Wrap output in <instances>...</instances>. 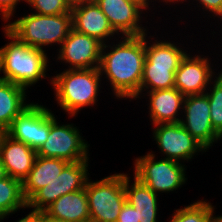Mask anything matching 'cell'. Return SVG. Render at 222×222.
<instances>
[{
    "mask_svg": "<svg viewBox=\"0 0 222 222\" xmlns=\"http://www.w3.org/2000/svg\"><path fill=\"white\" fill-rule=\"evenodd\" d=\"M111 48L107 53V48ZM106 49V50H105ZM145 61V34L124 36L116 45L103 44L100 74L106 75L113 94L118 98L134 99L140 96Z\"/></svg>",
    "mask_w": 222,
    "mask_h": 222,
    "instance_id": "6da1fadb",
    "label": "cell"
},
{
    "mask_svg": "<svg viewBox=\"0 0 222 222\" xmlns=\"http://www.w3.org/2000/svg\"><path fill=\"white\" fill-rule=\"evenodd\" d=\"M3 28L4 35L12 41L0 48V72L4 74L0 79L27 89L46 78L48 57L45 50L20 42Z\"/></svg>",
    "mask_w": 222,
    "mask_h": 222,
    "instance_id": "7a4b0ae2",
    "label": "cell"
},
{
    "mask_svg": "<svg viewBox=\"0 0 222 222\" xmlns=\"http://www.w3.org/2000/svg\"><path fill=\"white\" fill-rule=\"evenodd\" d=\"M101 77L99 68H68L57 74L51 80L57 103L71 117L83 107L94 106L100 91Z\"/></svg>",
    "mask_w": 222,
    "mask_h": 222,
    "instance_id": "3957f363",
    "label": "cell"
},
{
    "mask_svg": "<svg viewBox=\"0 0 222 222\" xmlns=\"http://www.w3.org/2000/svg\"><path fill=\"white\" fill-rule=\"evenodd\" d=\"M20 42L44 50V46H60L73 28L72 13L41 15L31 13L4 25Z\"/></svg>",
    "mask_w": 222,
    "mask_h": 222,
    "instance_id": "277c9868",
    "label": "cell"
},
{
    "mask_svg": "<svg viewBox=\"0 0 222 222\" xmlns=\"http://www.w3.org/2000/svg\"><path fill=\"white\" fill-rule=\"evenodd\" d=\"M147 35L145 34V61L140 94L145 90L174 88L175 72L187 53L170 41L155 40L149 46Z\"/></svg>",
    "mask_w": 222,
    "mask_h": 222,
    "instance_id": "5b68a950",
    "label": "cell"
},
{
    "mask_svg": "<svg viewBox=\"0 0 222 222\" xmlns=\"http://www.w3.org/2000/svg\"><path fill=\"white\" fill-rule=\"evenodd\" d=\"M90 222H117L127 201L124 188V173L104 177L86 184Z\"/></svg>",
    "mask_w": 222,
    "mask_h": 222,
    "instance_id": "8992f818",
    "label": "cell"
},
{
    "mask_svg": "<svg viewBox=\"0 0 222 222\" xmlns=\"http://www.w3.org/2000/svg\"><path fill=\"white\" fill-rule=\"evenodd\" d=\"M134 163L133 176L156 194L176 191L186 183L185 165L178 161L165 158L156 161L155 154L148 152L136 158Z\"/></svg>",
    "mask_w": 222,
    "mask_h": 222,
    "instance_id": "52a82bcc",
    "label": "cell"
},
{
    "mask_svg": "<svg viewBox=\"0 0 222 222\" xmlns=\"http://www.w3.org/2000/svg\"><path fill=\"white\" fill-rule=\"evenodd\" d=\"M89 144L73 124H58L50 110V131L47 140L37 151L38 156L58 158L69 163L89 160Z\"/></svg>",
    "mask_w": 222,
    "mask_h": 222,
    "instance_id": "ba28073f",
    "label": "cell"
},
{
    "mask_svg": "<svg viewBox=\"0 0 222 222\" xmlns=\"http://www.w3.org/2000/svg\"><path fill=\"white\" fill-rule=\"evenodd\" d=\"M88 163V160L69 163L55 180L27 201V208L44 211L62 195L85 189L89 180Z\"/></svg>",
    "mask_w": 222,
    "mask_h": 222,
    "instance_id": "9c48e42d",
    "label": "cell"
},
{
    "mask_svg": "<svg viewBox=\"0 0 222 222\" xmlns=\"http://www.w3.org/2000/svg\"><path fill=\"white\" fill-rule=\"evenodd\" d=\"M50 131V109L30 103L12 122L7 135L38 151Z\"/></svg>",
    "mask_w": 222,
    "mask_h": 222,
    "instance_id": "30bf717a",
    "label": "cell"
},
{
    "mask_svg": "<svg viewBox=\"0 0 222 222\" xmlns=\"http://www.w3.org/2000/svg\"><path fill=\"white\" fill-rule=\"evenodd\" d=\"M154 126L153 136L160 151L166 155L165 159L188 161L197 152L207 151L180 122Z\"/></svg>",
    "mask_w": 222,
    "mask_h": 222,
    "instance_id": "8fae6325",
    "label": "cell"
},
{
    "mask_svg": "<svg viewBox=\"0 0 222 222\" xmlns=\"http://www.w3.org/2000/svg\"><path fill=\"white\" fill-rule=\"evenodd\" d=\"M183 110L186 116L180 124L207 150L221 136L213 129L210 118V105L207 94L187 95L184 98Z\"/></svg>",
    "mask_w": 222,
    "mask_h": 222,
    "instance_id": "7c38bea8",
    "label": "cell"
},
{
    "mask_svg": "<svg viewBox=\"0 0 222 222\" xmlns=\"http://www.w3.org/2000/svg\"><path fill=\"white\" fill-rule=\"evenodd\" d=\"M103 43L73 28L59 48L57 60L69 64V69L99 68Z\"/></svg>",
    "mask_w": 222,
    "mask_h": 222,
    "instance_id": "4fadbf2b",
    "label": "cell"
},
{
    "mask_svg": "<svg viewBox=\"0 0 222 222\" xmlns=\"http://www.w3.org/2000/svg\"><path fill=\"white\" fill-rule=\"evenodd\" d=\"M96 4L109 20L114 31L123 36H141L146 33L141 17L146 7L139 0H96ZM140 22V23H139Z\"/></svg>",
    "mask_w": 222,
    "mask_h": 222,
    "instance_id": "5bb4252c",
    "label": "cell"
},
{
    "mask_svg": "<svg viewBox=\"0 0 222 222\" xmlns=\"http://www.w3.org/2000/svg\"><path fill=\"white\" fill-rule=\"evenodd\" d=\"M189 56V54L185 55L175 72L174 87L184 96L204 94L206 90H209L207 87L212 84V76L213 74L215 76V73L207 57Z\"/></svg>",
    "mask_w": 222,
    "mask_h": 222,
    "instance_id": "9a60e30c",
    "label": "cell"
},
{
    "mask_svg": "<svg viewBox=\"0 0 222 222\" xmlns=\"http://www.w3.org/2000/svg\"><path fill=\"white\" fill-rule=\"evenodd\" d=\"M71 13L74 30L94 37L103 44L117 34L96 2L72 7Z\"/></svg>",
    "mask_w": 222,
    "mask_h": 222,
    "instance_id": "2e32d148",
    "label": "cell"
},
{
    "mask_svg": "<svg viewBox=\"0 0 222 222\" xmlns=\"http://www.w3.org/2000/svg\"><path fill=\"white\" fill-rule=\"evenodd\" d=\"M37 151L23 142L6 135L1 147L0 159L5 172L11 178L23 182L33 168Z\"/></svg>",
    "mask_w": 222,
    "mask_h": 222,
    "instance_id": "e0dca14e",
    "label": "cell"
},
{
    "mask_svg": "<svg viewBox=\"0 0 222 222\" xmlns=\"http://www.w3.org/2000/svg\"><path fill=\"white\" fill-rule=\"evenodd\" d=\"M149 96V114L153 125L177 123L181 119L178 113L183 109L185 96L175 87L171 89L147 91Z\"/></svg>",
    "mask_w": 222,
    "mask_h": 222,
    "instance_id": "ac0fdd59",
    "label": "cell"
},
{
    "mask_svg": "<svg viewBox=\"0 0 222 222\" xmlns=\"http://www.w3.org/2000/svg\"><path fill=\"white\" fill-rule=\"evenodd\" d=\"M44 213L50 218L66 222H90L86 189L62 195Z\"/></svg>",
    "mask_w": 222,
    "mask_h": 222,
    "instance_id": "d6986e66",
    "label": "cell"
},
{
    "mask_svg": "<svg viewBox=\"0 0 222 222\" xmlns=\"http://www.w3.org/2000/svg\"><path fill=\"white\" fill-rule=\"evenodd\" d=\"M69 162L58 158L38 156L33 168L22 182V192L27 202L39 189L55 180Z\"/></svg>",
    "mask_w": 222,
    "mask_h": 222,
    "instance_id": "ffe728a7",
    "label": "cell"
},
{
    "mask_svg": "<svg viewBox=\"0 0 222 222\" xmlns=\"http://www.w3.org/2000/svg\"><path fill=\"white\" fill-rule=\"evenodd\" d=\"M130 177L124 174V188L126 192L127 202L136 210L137 221L139 222H157V194L142 184L134 177V183L131 186Z\"/></svg>",
    "mask_w": 222,
    "mask_h": 222,
    "instance_id": "44dd1931",
    "label": "cell"
},
{
    "mask_svg": "<svg viewBox=\"0 0 222 222\" xmlns=\"http://www.w3.org/2000/svg\"><path fill=\"white\" fill-rule=\"evenodd\" d=\"M26 88L0 79V129L8 130L13 120L30 104Z\"/></svg>",
    "mask_w": 222,
    "mask_h": 222,
    "instance_id": "7402d4cb",
    "label": "cell"
},
{
    "mask_svg": "<svg viewBox=\"0 0 222 222\" xmlns=\"http://www.w3.org/2000/svg\"><path fill=\"white\" fill-rule=\"evenodd\" d=\"M22 208H27L22 182L7 175L0 180V221Z\"/></svg>",
    "mask_w": 222,
    "mask_h": 222,
    "instance_id": "603a6c76",
    "label": "cell"
},
{
    "mask_svg": "<svg viewBox=\"0 0 222 222\" xmlns=\"http://www.w3.org/2000/svg\"><path fill=\"white\" fill-rule=\"evenodd\" d=\"M184 207L175 210L170 222H210L213 213H215L214 206L203 200Z\"/></svg>",
    "mask_w": 222,
    "mask_h": 222,
    "instance_id": "cb8c5ba5",
    "label": "cell"
},
{
    "mask_svg": "<svg viewBox=\"0 0 222 222\" xmlns=\"http://www.w3.org/2000/svg\"><path fill=\"white\" fill-rule=\"evenodd\" d=\"M218 74L214 78L212 90L205 93L209 99L212 127L222 137V72Z\"/></svg>",
    "mask_w": 222,
    "mask_h": 222,
    "instance_id": "d4e9b609",
    "label": "cell"
},
{
    "mask_svg": "<svg viewBox=\"0 0 222 222\" xmlns=\"http://www.w3.org/2000/svg\"><path fill=\"white\" fill-rule=\"evenodd\" d=\"M28 5L35 9L34 13L41 15H58L71 13L67 0H27Z\"/></svg>",
    "mask_w": 222,
    "mask_h": 222,
    "instance_id": "484cf974",
    "label": "cell"
},
{
    "mask_svg": "<svg viewBox=\"0 0 222 222\" xmlns=\"http://www.w3.org/2000/svg\"><path fill=\"white\" fill-rule=\"evenodd\" d=\"M175 1L184 2V0H173L171 3H175ZM201 6L205 9V11H209L213 13V16H217L220 19L222 18V0H196Z\"/></svg>",
    "mask_w": 222,
    "mask_h": 222,
    "instance_id": "4316f807",
    "label": "cell"
},
{
    "mask_svg": "<svg viewBox=\"0 0 222 222\" xmlns=\"http://www.w3.org/2000/svg\"><path fill=\"white\" fill-rule=\"evenodd\" d=\"M20 1L22 0H0V12L2 14V19L5 22L13 16L14 12H16L15 7ZM23 1L27 2V0Z\"/></svg>",
    "mask_w": 222,
    "mask_h": 222,
    "instance_id": "83f0119b",
    "label": "cell"
},
{
    "mask_svg": "<svg viewBox=\"0 0 222 222\" xmlns=\"http://www.w3.org/2000/svg\"><path fill=\"white\" fill-rule=\"evenodd\" d=\"M117 222H139L137 221L136 210L127 201L119 214Z\"/></svg>",
    "mask_w": 222,
    "mask_h": 222,
    "instance_id": "f1b7e54d",
    "label": "cell"
},
{
    "mask_svg": "<svg viewBox=\"0 0 222 222\" xmlns=\"http://www.w3.org/2000/svg\"><path fill=\"white\" fill-rule=\"evenodd\" d=\"M17 222H43V211L32 209L27 216L22 217Z\"/></svg>",
    "mask_w": 222,
    "mask_h": 222,
    "instance_id": "f546056e",
    "label": "cell"
},
{
    "mask_svg": "<svg viewBox=\"0 0 222 222\" xmlns=\"http://www.w3.org/2000/svg\"><path fill=\"white\" fill-rule=\"evenodd\" d=\"M96 0H67V3L69 4V6L75 7L81 4H88V3H95Z\"/></svg>",
    "mask_w": 222,
    "mask_h": 222,
    "instance_id": "4dcf8cb0",
    "label": "cell"
},
{
    "mask_svg": "<svg viewBox=\"0 0 222 222\" xmlns=\"http://www.w3.org/2000/svg\"><path fill=\"white\" fill-rule=\"evenodd\" d=\"M43 222H66V221H61V220H56V219L50 218L43 211Z\"/></svg>",
    "mask_w": 222,
    "mask_h": 222,
    "instance_id": "1f68e13d",
    "label": "cell"
},
{
    "mask_svg": "<svg viewBox=\"0 0 222 222\" xmlns=\"http://www.w3.org/2000/svg\"><path fill=\"white\" fill-rule=\"evenodd\" d=\"M7 135V131L4 129H0V153H1V147H2V143L4 141V138Z\"/></svg>",
    "mask_w": 222,
    "mask_h": 222,
    "instance_id": "d6a6232c",
    "label": "cell"
},
{
    "mask_svg": "<svg viewBox=\"0 0 222 222\" xmlns=\"http://www.w3.org/2000/svg\"><path fill=\"white\" fill-rule=\"evenodd\" d=\"M7 176L6 172H5V168L1 162V159H0V180L5 178Z\"/></svg>",
    "mask_w": 222,
    "mask_h": 222,
    "instance_id": "836d02e7",
    "label": "cell"
},
{
    "mask_svg": "<svg viewBox=\"0 0 222 222\" xmlns=\"http://www.w3.org/2000/svg\"><path fill=\"white\" fill-rule=\"evenodd\" d=\"M210 222H222V216H214L212 215L211 221Z\"/></svg>",
    "mask_w": 222,
    "mask_h": 222,
    "instance_id": "e575fe53",
    "label": "cell"
},
{
    "mask_svg": "<svg viewBox=\"0 0 222 222\" xmlns=\"http://www.w3.org/2000/svg\"><path fill=\"white\" fill-rule=\"evenodd\" d=\"M139 1H141L146 7L149 8V2H150L149 0H139ZM163 2H165L166 4L168 3L167 0H163Z\"/></svg>",
    "mask_w": 222,
    "mask_h": 222,
    "instance_id": "d590c367",
    "label": "cell"
}]
</instances>
